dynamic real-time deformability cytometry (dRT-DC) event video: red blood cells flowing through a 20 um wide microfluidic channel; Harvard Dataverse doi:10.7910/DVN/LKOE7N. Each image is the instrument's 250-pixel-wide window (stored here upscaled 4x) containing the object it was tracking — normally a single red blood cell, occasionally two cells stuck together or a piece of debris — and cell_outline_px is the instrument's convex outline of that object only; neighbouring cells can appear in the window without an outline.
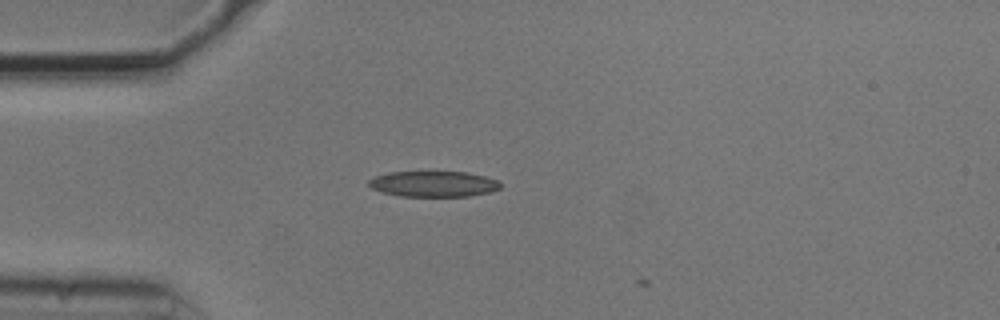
{"species": "common noctule bat (a hibernating species)", "species_latin": "Nyctalus noctula", "temperature_condition": "cold", "stored_images_in_passage": 6, "camera_frame_rate_fps": 3000, "um_per_image_px": 0.085, "animal": {"sex": "male", "body_mass_g": 20.5, "forearm_length_mm": 52.5}, "frame": {"image": 1, "passage_image": 2, "time_ms": 0.333, "image_size_px": [1000, 320], "cell_outline_px": [[500, 188], [488, 192], [468, 196], [400, 196], [384, 192], [372, 188], [368, 184], [368, 180], [376, 176], [388, 172], [432, 168], [468, 172], [500, 180]], "centroid_in_image_um": [36.84, 15.56], "position_along_channel_um": 48.2, "area_um2": 20.75}}